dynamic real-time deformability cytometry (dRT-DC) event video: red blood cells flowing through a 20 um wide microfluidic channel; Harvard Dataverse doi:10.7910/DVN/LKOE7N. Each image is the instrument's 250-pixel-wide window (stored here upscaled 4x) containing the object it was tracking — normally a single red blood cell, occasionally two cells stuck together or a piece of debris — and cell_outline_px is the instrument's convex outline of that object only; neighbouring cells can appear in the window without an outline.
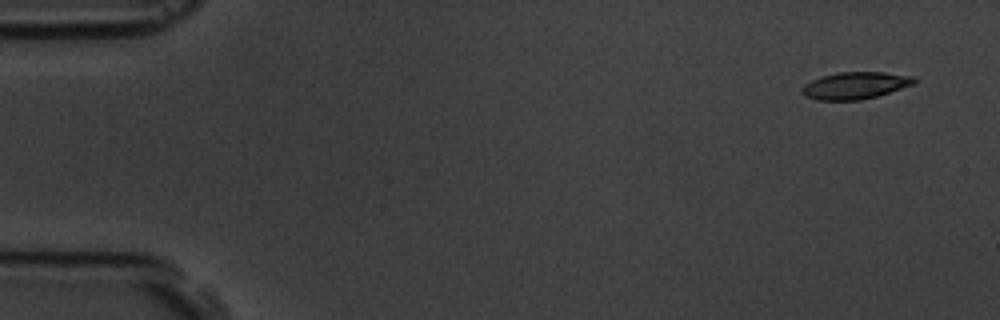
{"species": "common noctule bat (a hibernating species)", "species_latin": "Nyctalus noctula", "temperature_condition": "room temperature", "stored_images_in_passage": 15, "camera_frame_rate_fps": 3000, "um_per_image_px": 0.085, "animal": {"sex": "male", "body_mass_g": 19.5, "forearm_length_mm": 54.6}, "frame": {"image": 1, "passage_image": 1, "time_ms": 0.0, "image_size_px": [1000, 320], "cell_outline_px": [[916, 80], [912, 84], [876, 96], [860, 100], [816, 100], [804, 96], [800, 92], [800, 88], [804, 84], [820, 76], [840, 72], [884, 72], [916, 76]], "centroid_in_image_um": [72.63, 7.26], "position_along_channel_um": 12.4, "area_um2": 17.69}}
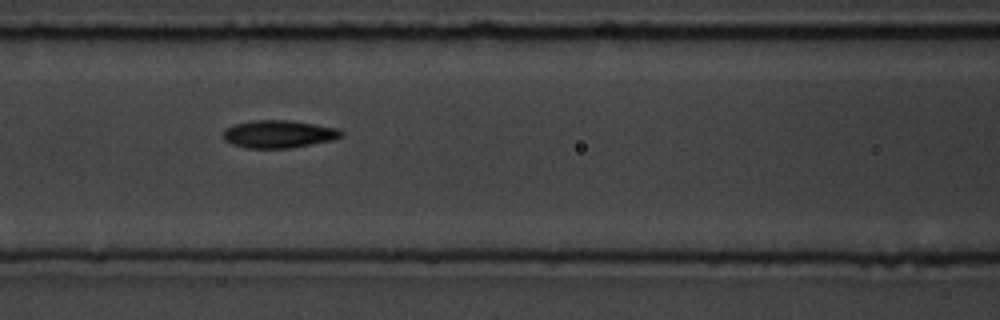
{"frame": {"image": 2, "passage_image": 7, "time_ms": 7.0, "image_size_px": [1000, 320], "cell_outline_px": [[344, 136], [332, 140], [292, 148], [244, 148], [232, 144], [224, 140], [224, 128], [236, 124], [252, 120], [288, 120], [336, 128], [344, 132]], "centroid_in_image_um": [23.68, 11.4], "position_along_channel_um": 142.9, "area_um2": 19.02}}
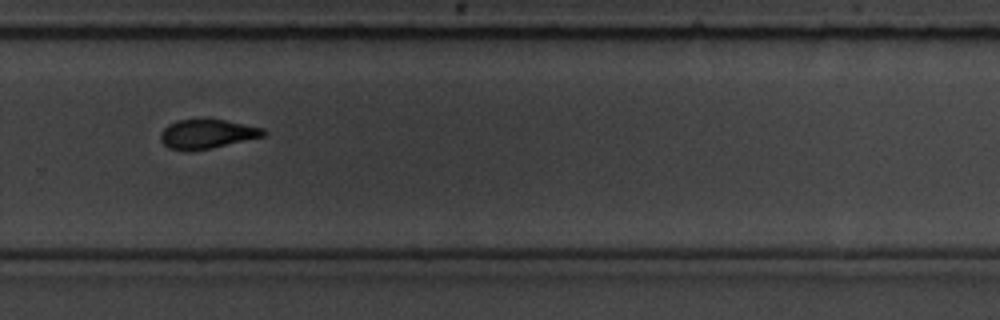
{"frame": {"image": 3, "passage_image": 11, "time_ms": 11.667, "image_size_px": [1000, 320], "cell_outline_px": [[268, 132], [264, 136], [212, 148], [188, 152], [184, 152], [168, 148], [160, 140], [160, 132], [168, 124], [176, 120], [204, 116], [264, 128]], "centroid_in_image_um": [17.55, 11.36], "position_along_channel_um": 312.3, "area_um2": 18.32}, "authors_computed_cell_mechanics": {"area_um2": 18.6116, "velocity_mm_per_s": 3.6408, "shape_relaxation_time_tau1_ms": null, "shape_relaxation_time_tau2_ms": 2.7223, "deformation_change_tau1": null, "deformation_change_tau2": 0.0851}}